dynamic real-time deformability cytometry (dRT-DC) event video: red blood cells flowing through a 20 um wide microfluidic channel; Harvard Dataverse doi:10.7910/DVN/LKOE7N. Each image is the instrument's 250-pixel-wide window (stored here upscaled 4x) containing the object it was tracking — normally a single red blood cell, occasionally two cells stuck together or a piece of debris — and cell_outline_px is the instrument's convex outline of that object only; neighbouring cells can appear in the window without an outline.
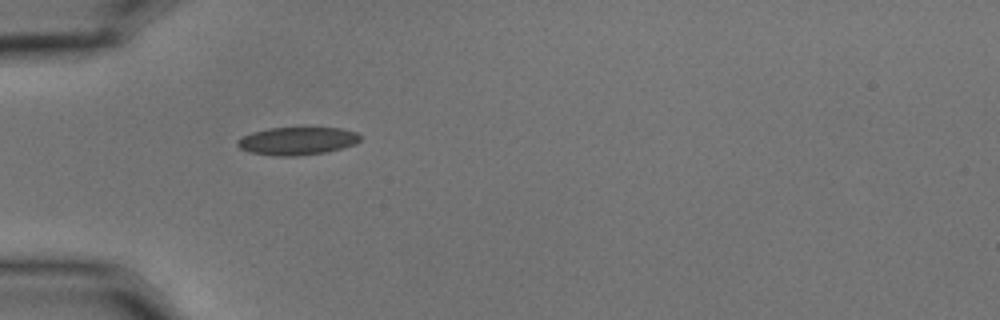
{"species": "common noctule bat (a hibernating species)", "species_latin": "Nyctalus noctula", "temperature_condition": "cold", "stored_images_in_passage": 40, "camera_frame_rate_fps": 3000, "um_per_image_px": 0.085, "animal": {"sex": "male", "body_mass_g": 15.6}, "frame": {"image": 1, "passage_image": 1, "time_ms": 0.0, "image_size_px": [1000, 320], "cell_outline_px": [[360, 140], [356, 144], [324, 152], [296, 156], [276, 156], [252, 152], [240, 148], [236, 144], [236, 140], [252, 132], [268, 128], [340, 128], [356, 132], [360, 136]], "centroid_in_image_um": [25.25, 11.98], "position_along_channel_um": 59.7, "area_um2": 19.71}}
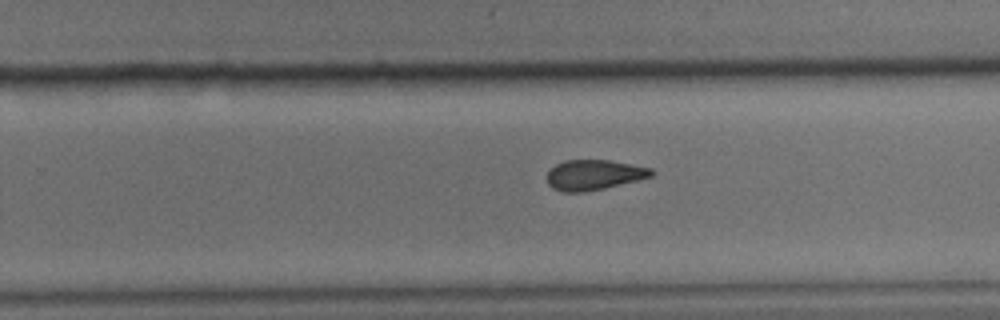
{"frame": {"image": 2, "passage_image": 20, "time_ms": 6.333, "image_size_px": [1000, 320], "cell_outline_px": [[656, 172], [652, 176], [604, 188], [584, 192], [564, 192], [552, 188], [548, 184], [548, 172], [556, 164], [564, 160], [608, 160], [652, 168]], "centroid_in_image_um": [50.48, 14.86], "position_along_channel_um": 279.3, "area_um2": 18.21}}
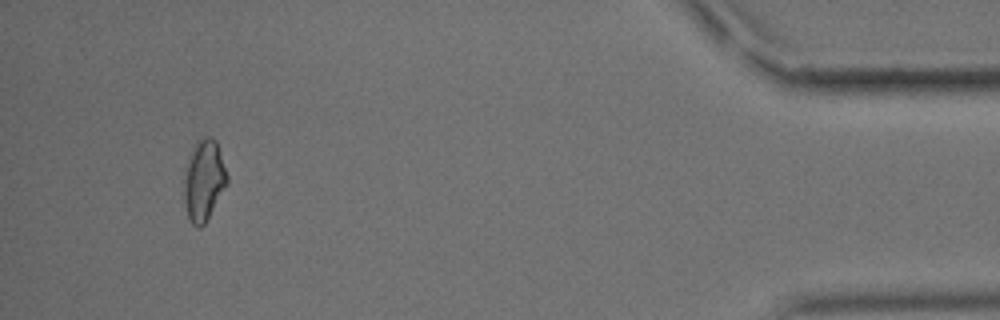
{"frame": {"image": 3, "passage_image": 37, "time_ms": 12.0, "image_size_px": [1000, 320], "cell_outline_px": [[228, 184], [204, 224], [200, 228], [196, 228], [192, 224], [188, 216], [184, 200], [184, 168], [192, 144], [196, 140], [204, 136], [212, 136], [216, 140], [228, 176]], "centroid_in_image_um": [17.31, 15.27], "position_along_channel_um": 417.9, "area_um2": 20.75}, "authors_computed_cell_mechanics": {"area_um2": 19.2185, "velocity_mm_per_s": 3.5425, "shape_relaxation_time_tau1_ms": 8.4719, "shape_relaxation_time_tau2_ms": 4.5321, "deformation_change_tau1": 0.1462, "deformation_change_tau2": 0.1122}}